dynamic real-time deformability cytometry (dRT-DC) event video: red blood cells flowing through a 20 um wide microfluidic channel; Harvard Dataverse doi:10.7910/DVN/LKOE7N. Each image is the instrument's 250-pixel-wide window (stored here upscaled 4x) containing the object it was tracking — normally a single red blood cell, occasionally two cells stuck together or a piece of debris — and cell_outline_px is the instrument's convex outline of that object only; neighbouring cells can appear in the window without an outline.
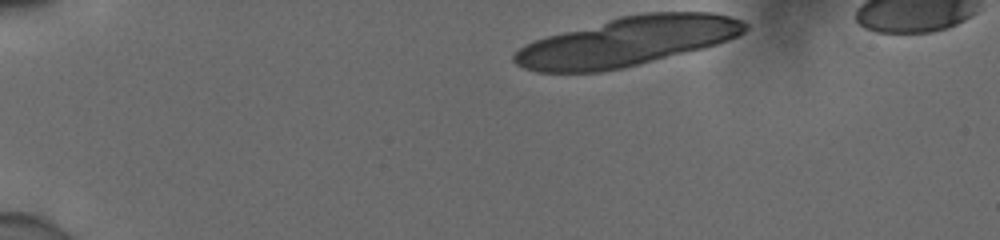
{"species": "human", "species_latin": "Homo sapiens", "temperature_condition": "cold", "stored_images_in_passage": 14, "camera_frame_rate_fps": 3000, "um_per_image_px": 0.085, "donor": {"sex": "male"}, "frame": {"image": 1, "passage_image": 1, "time_ms": 0.0, "image_size_px": [1000, 240], "cell_outline_px": [[748, 28], [744, 32], [728, 40], [704, 48], [624, 68], [600, 72], [536, 72], [524, 68], [516, 64], [512, 60], [512, 56], [520, 48], [536, 40], [548, 36], [620, 16], [644, 12], [712, 12], [728, 16], [740, 20], [748, 24]], "centroid_in_image_um": [53.34, 3.53], "position_along_channel_um": 31.7, "area_um2": 65.6}}
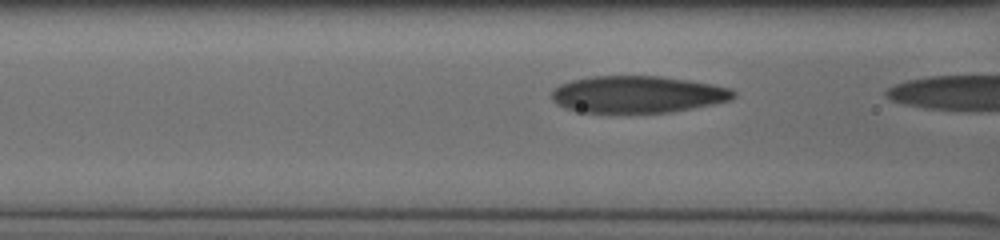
{"frame": {"image": 2, "passage_image": 13, "time_ms": 4.0, "image_size_px": [1000, 240], "cell_outline_px": [[736, 96], [732, 100], [672, 112], [584, 112], [568, 108], [552, 100], [552, 92], [560, 84], [572, 80], [592, 76], [660, 76], [688, 80], [712, 84], [732, 88], [736, 92]], "centroid_in_image_um": [54.26, 8.01], "position_along_channel_um": 112.3, "area_um2": 38.9}}